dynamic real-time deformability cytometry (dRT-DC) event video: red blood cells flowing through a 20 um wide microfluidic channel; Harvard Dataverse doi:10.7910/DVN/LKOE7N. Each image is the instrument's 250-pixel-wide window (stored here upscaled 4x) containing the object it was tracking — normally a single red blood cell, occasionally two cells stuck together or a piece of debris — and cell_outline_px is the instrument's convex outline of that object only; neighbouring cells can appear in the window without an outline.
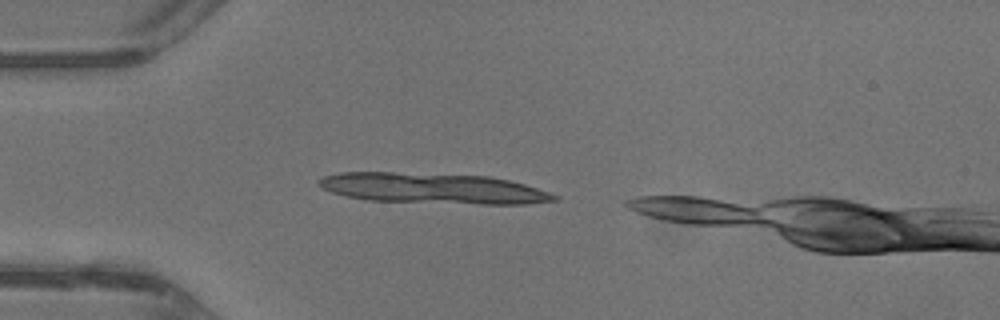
{"species": "common noctule bat (a hibernating species)", "species_latin": "Nyctalus noctula", "temperature_condition": "warm", "stored_images_in_passage": 7, "camera_frame_rate_fps": 3000, "um_per_image_px": 0.085, "animal": {"sex": "male", "body_mass_g": 13.3}, "frame": {"image": 1, "passage_image": 4, "time_ms": 1.0, "image_size_px": [1000, 320], "cell_outline_px": [[560, 200], [528, 204], [480, 204], [364, 200], [332, 192], [316, 184], [316, 180], [324, 176], [340, 172], [392, 172], [488, 176], [508, 180], [524, 184], [560, 196]], "centroid_in_image_um": [36.81, 16.01], "position_along_channel_um": 48.2, "area_um2": 41.91}}